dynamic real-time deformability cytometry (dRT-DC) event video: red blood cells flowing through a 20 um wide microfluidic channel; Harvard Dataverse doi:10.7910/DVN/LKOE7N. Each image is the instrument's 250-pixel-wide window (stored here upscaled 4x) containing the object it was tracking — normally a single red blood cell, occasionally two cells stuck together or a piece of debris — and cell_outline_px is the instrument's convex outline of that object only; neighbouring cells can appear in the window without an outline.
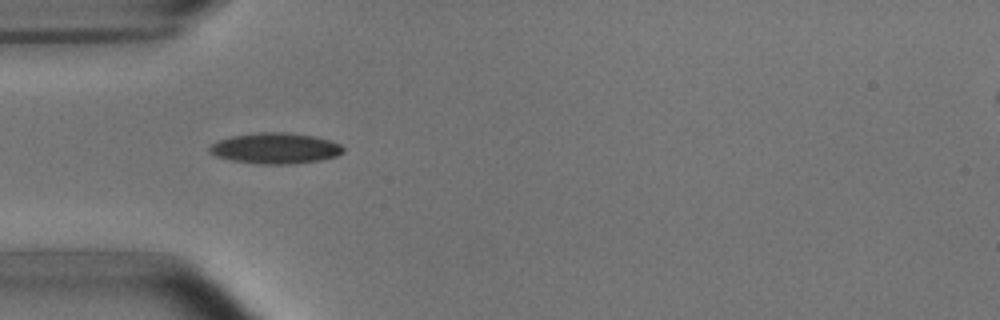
{"species": "common noctule bat (a hibernating species)", "species_latin": "Nyctalus noctula", "temperature_condition": "room temperature", "stored_images_in_passage": 7, "camera_frame_rate_fps": 3000, "um_per_image_px": 0.085, "animal": {"sex": "male", "body_mass_g": 15.6}, "frame": {"image": 1, "passage_image": 3, "time_ms": 3.0, "image_size_px": [1000, 320], "cell_outline_px": [[344, 152], [336, 156], [320, 160], [292, 164], [260, 164], [232, 160], [216, 156], [208, 152], [208, 148], [212, 144], [220, 140], [232, 136], [260, 132], [288, 132], [312, 136], [328, 140], [340, 144], [344, 148]], "centroid_in_image_um": [23.4, 12.61], "position_along_channel_um": 61.6, "area_um2": 23.87}}
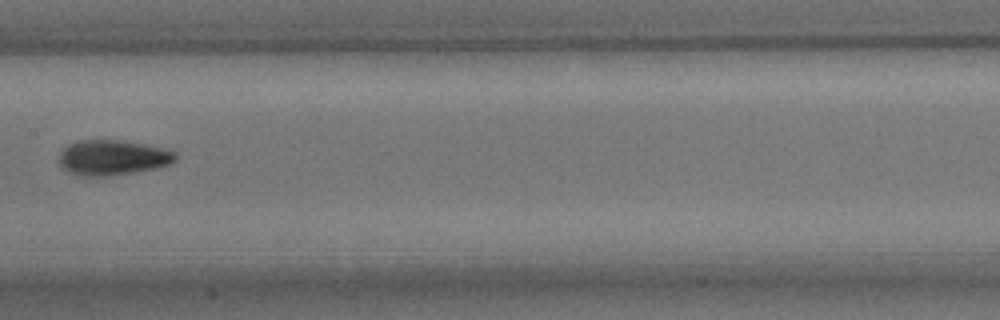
{"frame": {"image": 2, "passage_image": 6, "time_ms": 6.667, "image_size_px": [1000, 320], "cell_outline_px": [[176, 160], [168, 164], [156, 168], [132, 172], [104, 176], [84, 176], [68, 172], [60, 164], [60, 152], [68, 144], [80, 140], [120, 140], [160, 148], [176, 152]], "centroid_in_image_um": [9.54, 13.39], "position_along_channel_um": 197.9, "area_um2": 23.41}}
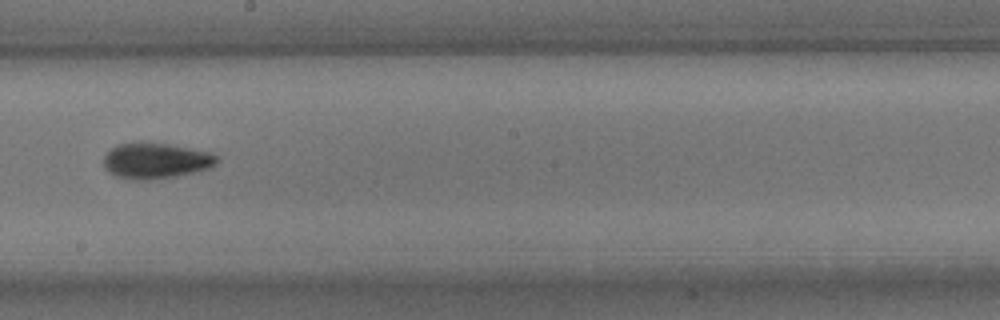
{"frame": {"image": 3, "passage_image": 7, "time_ms": 7.667, "image_size_px": [1000, 320], "cell_outline_px": [[220, 160], [216, 164], [208, 168], [176, 176], [148, 180], [136, 180], [116, 176], [108, 172], [104, 168], [104, 156], [112, 148], [120, 144], [140, 140], [144, 140], [168, 144], [208, 152], [216, 156]], "centroid_in_image_um": [13.2, 13.64], "position_along_channel_um": 235.0, "area_um2": 23.7}}